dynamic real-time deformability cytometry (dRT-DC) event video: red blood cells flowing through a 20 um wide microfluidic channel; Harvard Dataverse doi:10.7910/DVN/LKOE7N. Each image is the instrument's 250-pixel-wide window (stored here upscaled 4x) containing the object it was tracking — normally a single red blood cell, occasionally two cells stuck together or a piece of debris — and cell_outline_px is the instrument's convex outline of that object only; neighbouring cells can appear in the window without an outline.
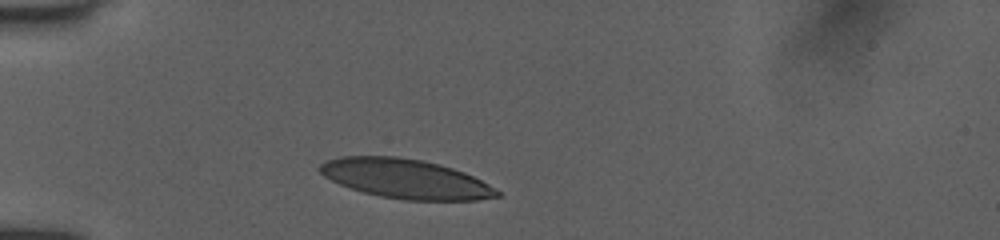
{"species": "human", "species_latin": "Homo sapiens", "temperature_condition": "room temperature", "stored_images_in_passage": 31, "camera_frame_rate_fps": 3000, "um_per_image_px": 0.085, "donor": {"sex": "female"}, "frame": {"image": 1, "passage_image": 1, "time_ms": 0.0, "image_size_px": [1000, 240], "cell_outline_px": [[500, 196], [476, 200], [404, 200], [380, 196], [364, 192], [340, 184], [324, 176], [316, 168], [320, 164], [328, 160], [340, 156], [396, 156], [420, 160], [452, 168], [464, 172], [496, 188], [500, 192]], "centroid_in_image_um": [34.46, 15.19], "position_along_channel_um": 50.5, "area_um2": 40.34}}
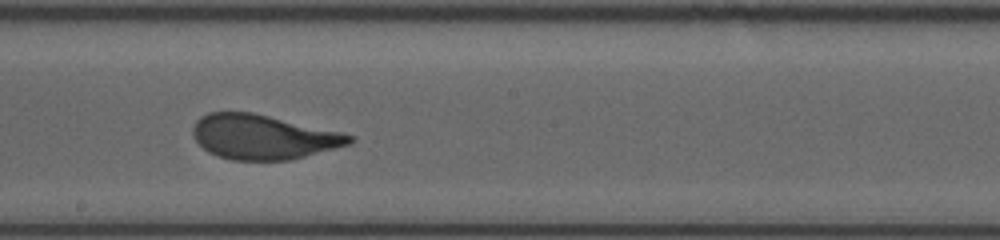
{"frame": {"image": 2, "passage_image": 16, "time_ms": 5.0, "image_size_px": [1000, 240], "cell_outline_px": [[352, 140], [348, 144], [304, 156], [288, 160], [232, 160], [216, 156], [208, 152], [196, 140], [192, 132], [192, 128], [196, 120], [200, 116], [208, 112], [252, 112], [340, 132], [352, 136]], "centroid_in_image_um": [22.28, 11.63], "position_along_channel_um": 225.9, "area_um2": 40.17}}
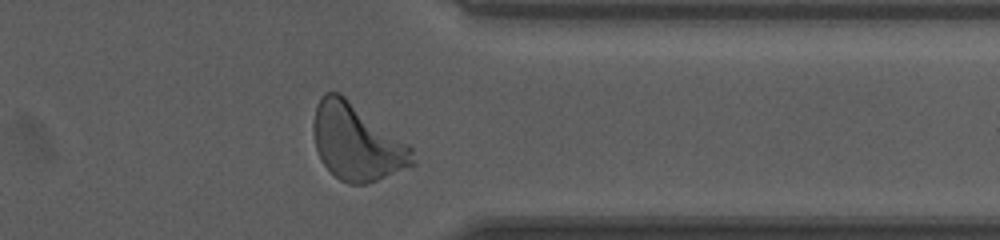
{"frame": {"image": 3, "passage_image": 28, "time_ms": 9.0, "image_size_px": [1000, 240], "cell_outline_px": [[416, 164], [376, 180], [364, 184], [348, 184], [340, 180], [320, 160], [316, 148], [312, 132], [312, 124], [316, 104], [324, 92], [340, 92], [408, 144], [412, 148]], "centroid_in_image_um": [30.29, 12.07], "position_along_channel_um": 381.1, "area_um2": 44.04}, "authors_computed_cell_mechanics": {"area_um2": 41.0958, "velocity_mm_per_s": 3.9683, "shape_relaxation_time_tau1_ms": 3.0367, "shape_relaxation_time_tau2_ms": null, "deformation_change_tau1": 0.1799, "deformation_change_tau2": null}}